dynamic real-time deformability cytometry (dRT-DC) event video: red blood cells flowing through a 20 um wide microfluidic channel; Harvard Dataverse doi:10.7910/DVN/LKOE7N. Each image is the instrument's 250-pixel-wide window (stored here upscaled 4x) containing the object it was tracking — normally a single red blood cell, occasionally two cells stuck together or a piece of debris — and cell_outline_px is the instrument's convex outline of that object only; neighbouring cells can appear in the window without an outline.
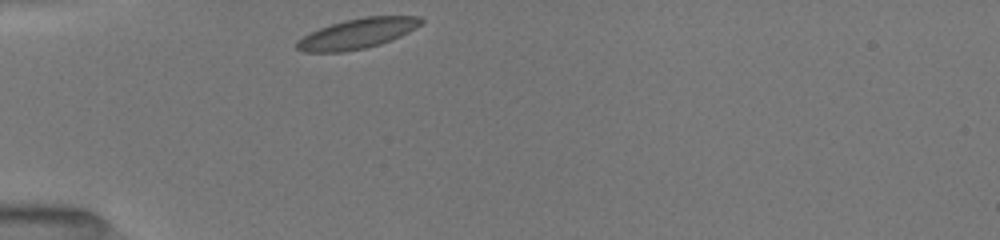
{"species": "common noctule bat (a hibernating species)", "species_latin": "Nyctalus noctula", "temperature_condition": "room temperature", "stored_images_in_passage": 30, "camera_frame_rate_fps": 3000, "um_per_image_px": 0.085, "animal": {"sex": "female", "body_mass_g": 19.5, "forearm_length_mm": 54.1}, "frame": {"image": 1, "passage_image": 1, "time_ms": 0.0, "image_size_px": [1000, 240], "cell_outline_px": [[424, 20], [416, 28], [392, 40], [380, 44], [364, 48], [344, 52], [304, 52], [296, 48], [296, 40], [320, 28], [344, 20], [364, 16], [420, 16]], "centroid_in_image_um": [30.38, 2.85], "position_along_channel_um": 54.6, "area_um2": 21.73}}
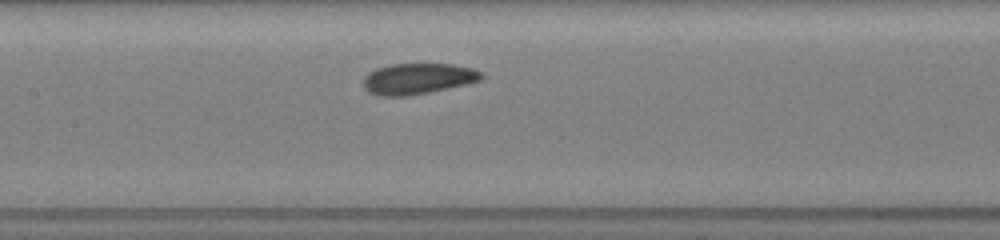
{"frame": {"image": 2, "passage_image": 11, "time_ms": 3.333, "image_size_px": [1000, 240], "cell_outline_px": [[484, 76], [480, 80], [468, 84], [428, 92], [404, 96], [380, 96], [368, 92], [364, 88], [364, 76], [368, 72], [376, 68], [392, 64], [452, 64], [472, 68], [484, 72]], "centroid_in_image_um": [35.52, 6.68], "position_along_channel_um": 171.9, "area_um2": 21.33}}
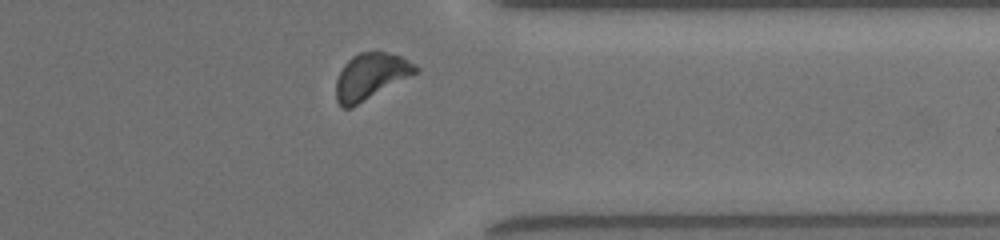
{"frame": {"image": 3, "passage_image": 27, "time_ms": 8.667, "image_size_px": [1000, 240], "cell_outline_px": [[420, 68], [416, 72], [352, 108], [344, 108], [336, 100], [336, 80], [344, 64], [352, 56], [360, 52], [384, 52], [400, 56], [416, 64]], "centroid_in_image_um": [31.48, 6.48], "position_along_channel_um": 379.9, "area_um2": 21.04}, "authors_computed_cell_mechanics": {"area_um2": 21.2415, "velocity_mm_per_s": 3.9542, "shape_relaxation_time_tau1_ms": 6.0649, "shape_relaxation_time_tau2_ms": 3.3611, "deformation_change_tau1": 0.1101, "deformation_change_tau2": 0.0958}}